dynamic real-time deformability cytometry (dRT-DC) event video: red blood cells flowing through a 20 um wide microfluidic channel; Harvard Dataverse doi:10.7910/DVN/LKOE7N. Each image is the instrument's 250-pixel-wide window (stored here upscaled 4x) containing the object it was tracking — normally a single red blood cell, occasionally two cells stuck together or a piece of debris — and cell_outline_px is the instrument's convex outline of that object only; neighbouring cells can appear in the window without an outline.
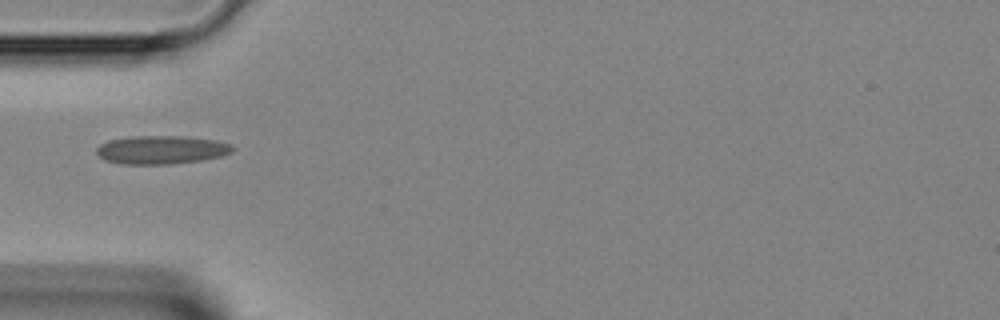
{"species": "Egyptian fruit bat (a non-hibernating species)", "species_latin": "Rousettus aegyptiacus", "temperature_condition": "room temperature", "stored_images_in_passage": 30, "camera_frame_rate_fps": 3000, "um_per_image_px": 0.085, "animal": {"sex": "female"}, "frame": {"image": 1, "passage_image": 1, "time_ms": 0.0, "image_size_px": [1000, 320], "cell_outline_px": [[236, 148], [232, 152], [220, 156], [204, 160], [172, 164], [120, 164], [104, 160], [96, 152], [96, 148], [100, 144], [108, 140], [136, 136], [180, 136], [216, 140], [232, 144]], "centroid_in_image_um": [13.73, 12.74], "position_along_channel_um": 71.3, "area_um2": 22.66}}
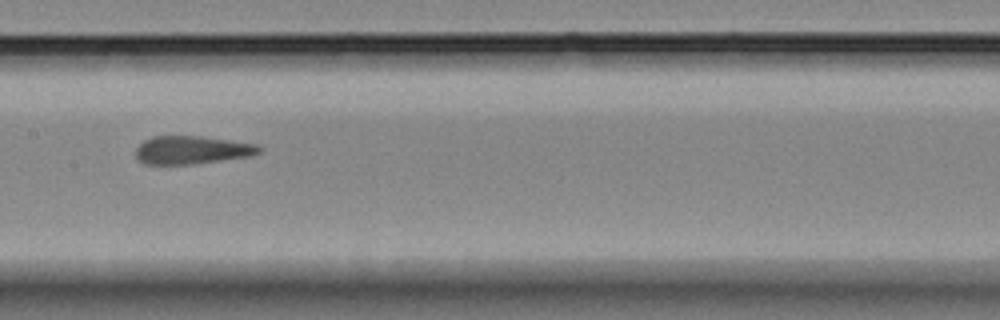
{"frame": {"image": 2, "passage_image": 9, "time_ms": 2.667, "image_size_px": [1000, 320], "cell_outline_px": [[260, 152], [252, 156], [192, 164], [144, 164], [136, 156], [136, 148], [144, 140], [152, 136], [200, 136], [256, 144], [260, 148]], "centroid_in_image_um": [16.29, 12.75], "position_along_channel_um": 191.1, "area_um2": 20.06}}
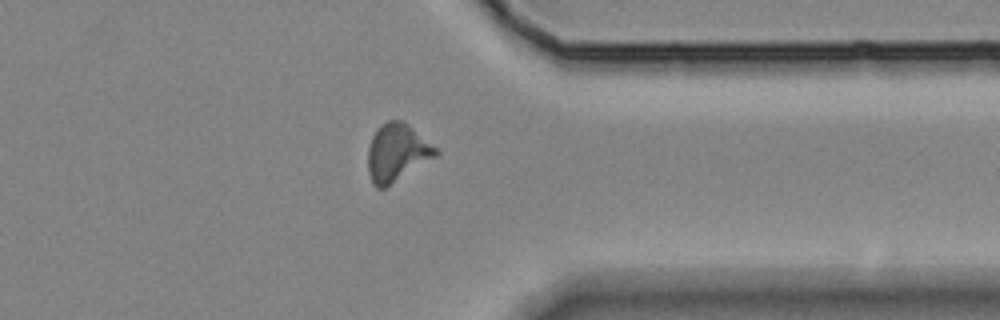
{"frame": {"image": 3, "passage_image": 22, "time_ms": 7.0, "image_size_px": [1000, 320], "cell_outline_px": [[440, 152], [436, 156], [384, 188], [376, 188], [372, 184], [368, 172], [368, 148], [372, 136], [376, 128], [388, 120], [400, 120], [408, 124], [436, 148]], "centroid_in_image_um": [33.7, 12.97], "position_along_channel_um": 377.7, "area_um2": 22.48}}